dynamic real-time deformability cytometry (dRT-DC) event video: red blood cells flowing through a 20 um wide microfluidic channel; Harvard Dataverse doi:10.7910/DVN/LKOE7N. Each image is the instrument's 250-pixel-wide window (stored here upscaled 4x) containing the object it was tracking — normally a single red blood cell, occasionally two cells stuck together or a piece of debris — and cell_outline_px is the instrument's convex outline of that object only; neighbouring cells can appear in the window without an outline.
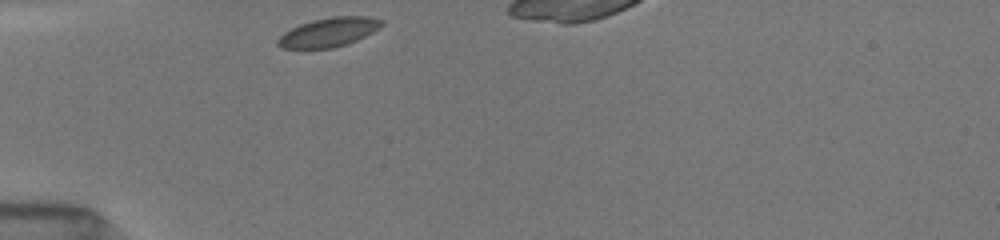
{"species": "common noctule bat (a hibernating species)", "species_latin": "Nyctalus noctula", "temperature_condition": "room temperature", "stored_images_in_passage": 1, "camera_frame_rate_fps": 3000, "um_per_image_px": 0.085, "animal": {"sex": "female", "body_mass_g": 19.5, "forearm_length_mm": 54.1}, "frame": {"image": 1, "passage_image": 1, "time_ms": 0.0, "image_size_px": [1000, 240], "cell_outline_px": [[384, 24], [372, 32], [348, 44], [332, 48], [280, 48], [276, 44], [276, 40], [284, 32], [300, 24], [312, 20], [332, 16], [368, 16], [384, 20]], "centroid_in_image_um": [27.94, 2.73], "position_along_channel_um": 57.1, "area_um2": 17.63}}